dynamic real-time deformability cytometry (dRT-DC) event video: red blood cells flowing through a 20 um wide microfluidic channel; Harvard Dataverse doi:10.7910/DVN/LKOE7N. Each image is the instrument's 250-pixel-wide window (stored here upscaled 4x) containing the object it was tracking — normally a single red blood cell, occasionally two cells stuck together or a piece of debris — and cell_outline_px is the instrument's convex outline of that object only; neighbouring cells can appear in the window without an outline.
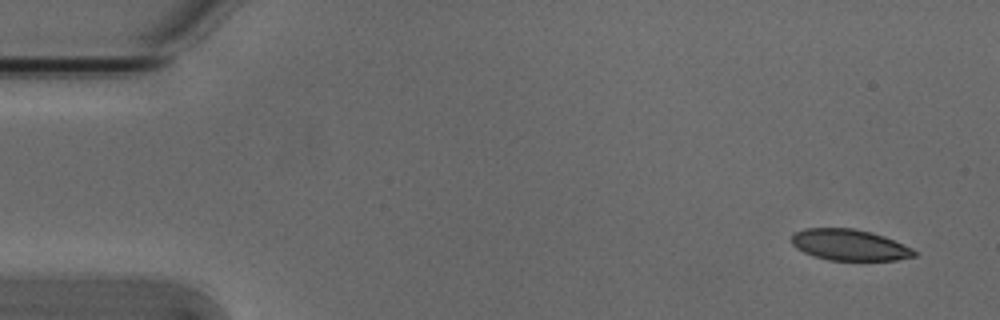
{"species": "Egyptian fruit bat (a non-hibernating species)", "species_latin": "Rousettus aegyptiacus", "temperature_condition": "cold", "stored_images_in_passage": 5, "segment_of_instrument_passage": [1, 2], "camera_frame_rate_fps": 3000, "um_per_image_px": 0.085, "animal": {"sex": "male"}, "frame": {"image": 1, "passage_image": 1, "time_ms": 0.0, "image_size_px": [1000, 320], "cell_outline_px": [[916, 256], [896, 260], [828, 260], [812, 256], [796, 248], [792, 244], [792, 232], [804, 228], [852, 228], [872, 232], [884, 236], [912, 248], [916, 252]], "centroid_in_image_um": [72.17, 20.81], "position_along_channel_um": 12.8, "area_um2": 22.37}}
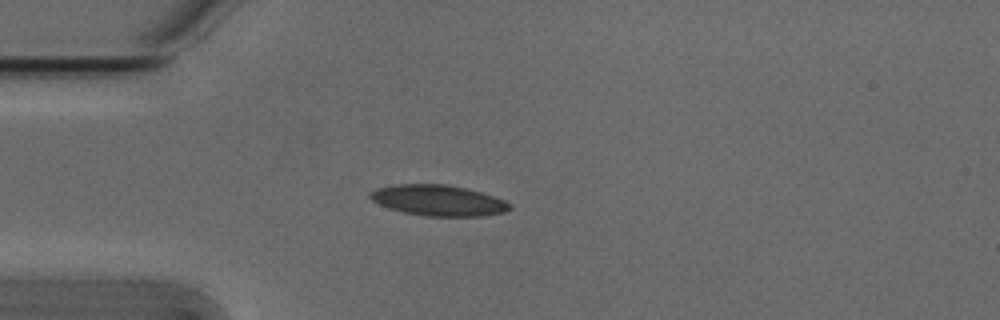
{"frame": {"image": 2, "passage_image": 4, "time_ms": 1.0, "image_size_px": [1000, 320], "cell_outline_px": [[512, 208], [504, 212], [484, 216], [424, 216], [404, 212], [388, 208], [372, 200], [368, 196], [368, 192], [376, 188], [396, 184], [444, 184], [464, 188], [480, 192], [504, 200], [512, 204]], "centroid_in_image_um": [37.23, 17.04], "position_along_channel_um": 47.8, "area_um2": 25.03}}